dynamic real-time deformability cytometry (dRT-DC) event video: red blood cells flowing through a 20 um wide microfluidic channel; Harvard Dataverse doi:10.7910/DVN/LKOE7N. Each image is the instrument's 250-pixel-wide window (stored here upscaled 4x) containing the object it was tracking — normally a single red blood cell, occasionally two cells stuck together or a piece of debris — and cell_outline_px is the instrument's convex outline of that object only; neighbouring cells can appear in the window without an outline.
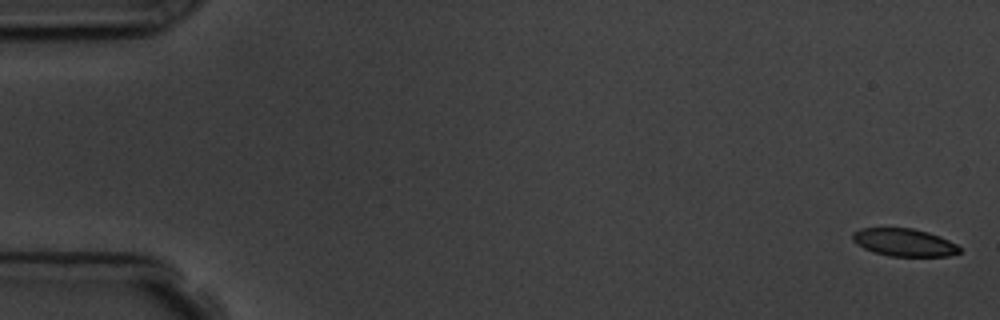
{"species": "common noctule bat (a hibernating species)", "species_latin": "Nyctalus noctula", "temperature_condition": "room temperature", "stored_images_in_passage": 7, "camera_frame_rate_fps": 3000, "um_per_image_px": 0.085, "animal": {"sex": "male", "body_mass_g": 19.5, "forearm_length_mm": 54.6}, "frame": {"image": 1, "passage_image": 1, "time_ms": 0.0, "image_size_px": [1000, 320], "cell_outline_px": [[960, 252], [948, 256], [888, 256], [872, 252], [856, 244], [852, 240], [852, 232], [860, 228], [912, 228], [928, 232], [940, 236], [956, 244], [960, 248]], "centroid_in_image_um": [76.81, 20.6], "position_along_channel_um": 8.2, "area_um2": 17.34}}
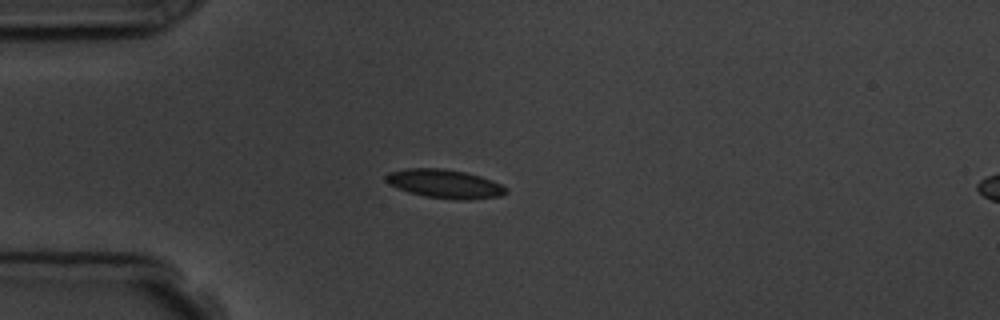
{"frame": {"image": 2, "passage_image": 5, "time_ms": 4.667, "image_size_px": [1000, 320], "cell_outline_px": [[508, 192], [500, 196], [472, 200], [456, 200], [424, 196], [408, 192], [388, 184], [384, 180], [384, 176], [388, 172], [408, 168], [444, 168], [464, 172], [480, 176], [492, 180], [508, 188]], "centroid_in_image_um": [37.79, 15.63], "position_along_channel_um": 47.2, "area_um2": 20.35}}